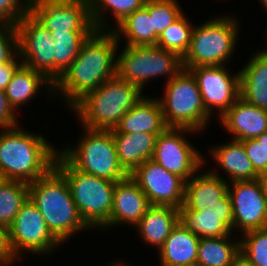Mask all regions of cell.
<instances>
[{
	"label": "cell",
	"instance_id": "1",
	"mask_svg": "<svg viewBox=\"0 0 267 266\" xmlns=\"http://www.w3.org/2000/svg\"><path fill=\"white\" fill-rule=\"evenodd\" d=\"M119 45L113 31L95 30L83 43L76 59L53 86L54 96L60 95L62 102L64 98L67 109L70 110L86 93L116 77Z\"/></svg>",
	"mask_w": 267,
	"mask_h": 266
},
{
	"label": "cell",
	"instance_id": "2",
	"mask_svg": "<svg viewBox=\"0 0 267 266\" xmlns=\"http://www.w3.org/2000/svg\"><path fill=\"white\" fill-rule=\"evenodd\" d=\"M20 127L0 128V172L4 180L30 184L55 166L59 149L44 135Z\"/></svg>",
	"mask_w": 267,
	"mask_h": 266
},
{
	"label": "cell",
	"instance_id": "3",
	"mask_svg": "<svg viewBox=\"0 0 267 266\" xmlns=\"http://www.w3.org/2000/svg\"><path fill=\"white\" fill-rule=\"evenodd\" d=\"M28 186L29 199L62 244L73 234L90 230L77 210L65 176L55 166Z\"/></svg>",
	"mask_w": 267,
	"mask_h": 266
},
{
	"label": "cell",
	"instance_id": "4",
	"mask_svg": "<svg viewBox=\"0 0 267 266\" xmlns=\"http://www.w3.org/2000/svg\"><path fill=\"white\" fill-rule=\"evenodd\" d=\"M145 95L136 85L117 76L86 93L70 109L80 126L94 130L114 129L124 114Z\"/></svg>",
	"mask_w": 267,
	"mask_h": 266
},
{
	"label": "cell",
	"instance_id": "5",
	"mask_svg": "<svg viewBox=\"0 0 267 266\" xmlns=\"http://www.w3.org/2000/svg\"><path fill=\"white\" fill-rule=\"evenodd\" d=\"M55 167L65 176L77 210L90 229L107 230L116 182L76 169L60 152Z\"/></svg>",
	"mask_w": 267,
	"mask_h": 266
},
{
	"label": "cell",
	"instance_id": "6",
	"mask_svg": "<svg viewBox=\"0 0 267 266\" xmlns=\"http://www.w3.org/2000/svg\"><path fill=\"white\" fill-rule=\"evenodd\" d=\"M223 15L194 25L190 47L182 58L183 69L227 65L234 56L240 22L234 15Z\"/></svg>",
	"mask_w": 267,
	"mask_h": 266
},
{
	"label": "cell",
	"instance_id": "7",
	"mask_svg": "<svg viewBox=\"0 0 267 266\" xmlns=\"http://www.w3.org/2000/svg\"><path fill=\"white\" fill-rule=\"evenodd\" d=\"M163 89V97L158 100L167 127L189 128L201 133L209 121L211 123L212 116L205 109L197 81L189 70L182 69L165 82Z\"/></svg>",
	"mask_w": 267,
	"mask_h": 266
},
{
	"label": "cell",
	"instance_id": "8",
	"mask_svg": "<svg viewBox=\"0 0 267 266\" xmlns=\"http://www.w3.org/2000/svg\"><path fill=\"white\" fill-rule=\"evenodd\" d=\"M84 135L75 146L68 144L59 152L78 170L113 182L128 176L120 166L111 130L82 127Z\"/></svg>",
	"mask_w": 267,
	"mask_h": 266
},
{
	"label": "cell",
	"instance_id": "9",
	"mask_svg": "<svg viewBox=\"0 0 267 266\" xmlns=\"http://www.w3.org/2000/svg\"><path fill=\"white\" fill-rule=\"evenodd\" d=\"M182 69V58L176 52L157 46L123 45L117 55L116 76L142 91L152 79L165 76L168 82Z\"/></svg>",
	"mask_w": 267,
	"mask_h": 266
},
{
	"label": "cell",
	"instance_id": "10",
	"mask_svg": "<svg viewBox=\"0 0 267 266\" xmlns=\"http://www.w3.org/2000/svg\"><path fill=\"white\" fill-rule=\"evenodd\" d=\"M8 233L10 247L18 260L22 259L23 251L31 255L47 256L55 253L56 249L63 245L49 231L44 217L29 198L21 206L8 228Z\"/></svg>",
	"mask_w": 267,
	"mask_h": 266
},
{
	"label": "cell",
	"instance_id": "11",
	"mask_svg": "<svg viewBox=\"0 0 267 266\" xmlns=\"http://www.w3.org/2000/svg\"><path fill=\"white\" fill-rule=\"evenodd\" d=\"M187 133L198 132L189 128L167 127L158 135L152 157L161 167L185 181L205 168L203 166L206 164V157L188 141Z\"/></svg>",
	"mask_w": 267,
	"mask_h": 266
},
{
	"label": "cell",
	"instance_id": "12",
	"mask_svg": "<svg viewBox=\"0 0 267 266\" xmlns=\"http://www.w3.org/2000/svg\"><path fill=\"white\" fill-rule=\"evenodd\" d=\"M18 55L22 63L54 85V44L50 30L30 12L16 24Z\"/></svg>",
	"mask_w": 267,
	"mask_h": 266
},
{
	"label": "cell",
	"instance_id": "13",
	"mask_svg": "<svg viewBox=\"0 0 267 266\" xmlns=\"http://www.w3.org/2000/svg\"><path fill=\"white\" fill-rule=\"evenodd\" d=\"M230 183L228 194L233 209V232L237 231L236 233L240 232L242 235L248 231L266 228V178Z\"/></svg>",
	"mask_w": 267,
	"mask_h": 266
},
{
	"label": "cell",
	"instance_id": "14",
	"mask_svg": "<svg viewBox=\"0 0 267 266\" xmlns=\"http://www.w3.org/2000/svg\"><path fill=\"white\" fill-rule=\"evenodd\" d=\"M195 77L207 112L217 110L221 117L240 97L239 70L230 72L228 66H197L188 68Z\"/></svg>",
	"mask_w": 267,
	"mask_h": 266
},
{
	"label": "cell",
	"instance_id": "15",
	"mask_svg": "<svg viewBox=\"0 0 267 266\" xmlns=\"http://www.w3.org/2000/svg\"><path fill=\"white\" fill-rule=\"evenodd\" d=\"M30 13L55 33L96 30L89 0H30Z\"/></svg>",
	"mask_w": 267,
	"mask_h": 266
},
{
	"label": "cell",
	"instance_id": "16",
	"mask_svg": "<svg viewBox=\"0 0 267 266\" xmlns=\"http://www.w3.org/2000/svg\"><path fill=\"white\" fill-rule=\"evenodd\" d=\"M130 176L145 193L151 205L179 208L183 204L186 181L154 160L145 161Z\"/></svg>",
	"mask_w": 267,
	"mask_h": 266
},
{
	"label": "cell",
	"instance_id": "17",
	"mask_svg": "<svg viewBox=\"0 0 267 266\" xmlns=\"http://www.w3.org/2000/svg\"><path fill=\"white\" fill-rule=\"evenodd\" d=\"M179 222L199 238L233 235V209L228 192L215 204L199 205V211L178 208Z\"/></svg>",
	"mask_w": 267,
	"mask_h": 266
},
{
	"label": "cell",
	"instance_id": "18",
	"mask_svg": "<svg viewBox=\"0 0 267 266\" xmlns=\"http://www.w3.org/2000/svg\"><path fill=\"white\" fill-rule=\"evenodd\" d=\"M150 206L145 193L128 175L123 180L116 182L109 228L124 226V224L125 226L129 225L128 227L132 225L134 228Z\"/></svg>",
	"mask_w": 267,
	"mask_h": 266
},
{
	"label": "cell",
	"instance_id": "19",
	"mask_svg": "<svg viewBox=\"0 0 267 266\" xmlns=\"http://www.w3.org/2000/svg\"><path fill=\"white\" fill-rule=\"evenodd\" d=\"M218 120L234 140L255 139L267 131V111L241 97Z\"/></svg>",
	"mask_w": 267,
	"mask_h": 266
},
{
	"label": "cell",
	"instance_id": "20",
	"mask_svg": "<svg viewBox=\"0 0 267 266\" xmlns=\"http://www.w3.org/2000/svg\"><path fill=\"white\" fill-rule=\"evenodd\" d=\"M167 128L158 98L144 96L120 119L112 133H162Z\"/></svg>",
	"mask_w": 267,
	"mask_h": 266
},
{
	"label": "cell",
	"instance_id": "21",
	"mask_svg": "<svg viewBox=\"0 0 267 266\" xmlns=\"http://www.w3.org/2000/svg\"><path fill=\"white\" fill-rule=\"evenodd\" d=\"M240 97L267 111V49L251 55L239 71Z\"/></svg>",
	"mask_w": 267,
	"mask_h": 266
},
{
	"label": "cell",
	"instance_id": "22",
	"mask_svg": "<svg viewBox=\"0 0 267 266\" xmlns=\"http://www.w3.org/2000/svg\"><path fill=\"white\" fill-rule=\"evenodd\" d=\"M160 133H112L120 166L130 175L138 166L152 159Z\"/></svg>",
	"mask_w": 267,
	"mask_h": 266
},
{
	"label": "cell",
	"instance_id": "23",
	"mask_svg": "<svg viewBox=\"0 0 267 266\" xmlns=\"http://www.w3.org/2000/svg\"><path fill=\"white\" fill-rule=\"evenodd\" d=\"M178 223V208L151 205L134 228L145 243L159 251Z\"/></svg>",
	"mask_w": 267,
	"mask_h": 266
},
{
	"label": "cell",
	"instance_id": "24",
	"mask_svg": "<svg viewBox=\"0 0 267 266\" xmlns=\"http://www.w3.org/2000/svg\"><path fill=\"white\" fill-rule=\"evenodd\" d=\"M198 171L185 182L184 202L187 209L199 211V205L215 204L228 192V182L215 170Z\"/></svg>",
	"mask_w": 267,
	"mask_h": 266
},
{
	"label": "cell",
	"instance_id": "25",
	"mask_svg": "<svg viewBox=\"0 0 267 266\" xmlns=\"http://www.w3.org/2000/svg\"><path fill=\"white\" fill-rule=\"evenodd\" d=\"M230 140L229 143L211 146L212 148L209 150L212 160H215L220 170L226 172L227 178L225 181L230 183L260 179L261 177L253 169L243 143L239 140Z\"/></svg>",
	"mask_w": 267,
	"mask_h": 266
},
{
	"label": "cell",
	"instance_id": "26",
	"mask_svg": "<svg viewBox=\"0 0 267 266\" xmlns=\"http://www.w3.org/2000/svg\"><path fill=\"white\" fill-rule=\"evenodd\" d=\"M200 238L180 222L158 251L160 266H194Z\"/></svg>",
	"mask_w": 267,
	"mask_h": 266
},
{
	"label": "cell",
	"instance_id": "27",
	"mask_svg": "<svg viewBox=\"0 0 267 266\" xmlns=\"http://www.w3.org/2000/svg\"><path fill=\"white\" fill-rule=\"evenodd\" d=\"M42 86H44L45 90L47 88V95L52 98V96H54V85L41 73L22 64L15 71L12 80L5 89V95L9 106L16 113L20 107L27 104V102L32 100L38 93L41 92L43 89Z\"/></svg>",
	"mask_w": 267,
	"mask_h": 266
},
{
	"label": "cell",
	"instance_id": "28",
	"mask_svg": "<svg viewBox=\"0 0 267 266\" xmlns=\"http://www.w3.org/2000/svg\"><path fill=\"white\" fill-rule=\"evenodd\" d=\"M112 31L119 44L124 43L121 41L125 39L126 46H156L158 36L148 11V0L141 8L130 13Z\"/></svg>",
	"mask_w": 267,
	"mask_h": 266
},
{
	"label": "cell",
	"instance_id": "29",
	"mask_svg": "<svg viewBox=\"0 0 267 266\" xmlns=\"http://www.w3.org/2000/svg\"><path fill=\"white\" fill-rule=\"evenodd\" d=\"M232 235L219 238H200L197 266H230L240 254V240Z\"/></svg>",
	"mask_w": 267,
	"mask_h": 266
},
{
	"label": "cell",
	"instance_id": "30",
	"mask_svg": "<svg viewBox=\"0 0 267 266\" xmlns=\"http://www.w3.org/2000/svg\"><path fill=\"white\" fill-rule=\"evenodd\" d=\"M93 32L68 31L67 33H55V31H50L56 42L54 44V85L76 59L83 43Z\"/></svg>",
	"mask_w": 267,
	"mask_h": 266
},
{
	"label": "cell",
	"instance_id": "31",
	"mask_svg": "<svg viewBox=\"0 0 267 266\" xmlns=\"http://www.w3.org/2000/svg\"><path fill=\"white\" fill-rule=\"evenodd\" d=\"M146 0H89L90 17L96 30H113L130 13L141 8ZM108 11V12H107ZM107 14H112L115 25L110 24ZM106 15V16H105ZM108 20V21H107Z\"/></svg>",
	"mask_w": 267,
	"mask_h": 266
},
{
	"label": "cell",
	"instance_id": "32",
	"mask_svg": "<svg viewBox=\"0 0 267 266\" xmlns=\"http://www.w3.org/2000/svg\"><path fill=\"white\" fill-rule=\"evenodd\" d=\"M29 198V186L20 181L4 180L0 183V225L9 228L21 206Z\"/></svg>",
	"mask_w": 267,
	"mask_h": 266
},
{
	"label": "cell",
	"instance_id": "33",
	"mask_svg": "<svg viewBox=\"0 0 267 266\" xmlns=\"http://www.w3.org/2000/svg\"><path fill=\"white\" fill-rule=\"evenodd\" d=\"M193 28V23L183 13L159 35L156 46L176 52L183 58L190 47Z\"/></svg>",
	"mask_w": 267,
	"mask_h": 266
},
{
	"label": "cell",
	"instance_id": "34",
	"mask_svg": "<svg viewBox=\"0 0 267 266\" xmlns=\"http://www.w3.org/2000/svg\"><path fill=\"white\" fill-rule=\"evenodd\" d=\"M239 236L240 253L244 258L252 266H267V227L248 231Z\"/></svg>",
	"mask_w": 267,
	"mask_h": 266
},
{
	"label": "cell",
	"instance_id": "35",
	"mask_svg": "<svg viewBox=\"0 0 267 266\" xmlns=\"http://www.w3.org/2000/svg\"><path fill=\"white\" fill-rule=\"evenodd\" d=\"M179 4L177 0H148V11L158 37L184 13Z\"/></svg>",
	"mask_w": 267,
	"mask_h": 266
},
{
	"label": "cell",
	"instance_id": "36",
	"mask_svg": "<svg viewBox=\"0 0 267 266\" xmlns=\"http://www.w3.org/2000/svg\"><path fill=\"white\" fill-rule=\"evenodd\" d=\"M30 12V0H0V23L16 25Z\"/></svg>",
	"mask_w": 267,
	"mask_h": 266
},
{
	"label": "cell",
	"instance_id": "37",
	"mask_svg": "<svg viewBox=\"0 0 267 266\" xmlns=\"http://www.w3.org/2000/svg\"><path fill=\"white\" fill-rule=\"evenodd\" d=\"M17 53L16 25L0 23V64L9 62Z\"/></svg>",
	"mask_w": 267,
	"mask_h": 266
},
{
	"label": "cell",
	"instance_id": "38",
	"mask_svg": "<svg viewBox=\"0 0 267 266\" xmlns=\"http://www.w3.org/2000/svg\"><path fill=\"white\" fill-rule=\"evenodd\" d=\"M241 142L252 163L254 171L261 178H267V152L262 144H259L256 139H247Z\"/></svg>",
	"mask_w": 267,
	"mask_h": 266
},
{
	"label": "cell",
	"instance_id": "39",
	"mask_svg": "<svg viewBox=\"0 0 267 266\" xmlns=\"http://www.w3.org/2000/svg\"><path fill=\"white\" fill-rule=\"evenodd\" d=\"M19 122L17 115L8 104L5 91L0 90V128L14 127Z\"/></svg>",
	"mask_w": 267,
	"mask_h": 266
},
{
	"label": "cell",
	"instance_id": "40",
	"mask_svg": "<svg viewBox=\"0 0 267 266\" xmlns=\"http://www.w3.org/2000/svg\"><path fill=\"white\" fill-rule=\"evenodd\" d=\"M17 260L10 247L8 228L0 225V264L12 266Z\"/></svg>",
	"mask_w": 267,
	"mask_h": 266
},
{
	"label": "cell",
	"instance_id": "41",
	"mask_svg": "<svg viewBox=\"0 0 267 266\" xmlns=\"http://www.w3.org/2000/svg\"><path fill=\"white\" fill-rule=\"evenodd\" d=\"M18 53L9 61L0 64V90L5 91L7 85L12 80L15 71L22 65Z\"/></svg>",
	"mask_w": 267,
	"mask_h": 266
},
{
	"label": "cell",
	"instance_id": "42",
	"mask_svg": "<svg viewBox=\"0 0 267 266\" xmlns=\"http://www.w3.org/2000/svg\"><path fill=\"white\" fill-rule=\"evenodd\" d=\"M230 266H252L245 258L244 256L240 253L234 261L231 263Z\"/></svg>",
	"mask_w": 267,
	"mask_h": 266
},
{
	"label": "cell",
	"instance_id": "43",
	"mask_svg": "<svg viewBox=\"0 0 267 266\" xmlns=\"http://www.w3.org/2000/svg\"><path fill=\"white\" fill-rule=\"evenodd\" d=\"M259 144H262L263 148L267 152V131L255 138Z\"/></svg>",
	"mask_w": 267,
	"mask_h": 266
},
{
	"label": "cell",
	"instance_id": "44",
	"mask_svg": "<svg viewBox=\"0 0 267 266\" xmlns=\"http://www.w3.org/2000/svg\"><path fill=\"white\" fill-rule=\"evenodd\" d=\"M108 266H128V265H127V263H123L121 261H117V262H112L111 264L109 263ZM129 266H131V265H129Z\"/></svg>",
	"mask_w": 267,
	"mask_h": 266
},
{
	"label": "cell",
	"instance_id": "45",
	"mask_svg": "<svg viewBox=\"0 0 267 266\" xmlns=\"http://www.w3.org/2000/svg\"><path fill=\"white\" fill-rule=\"evenodd\" d=\"M262 8L265 10V12L267 13V0H259Z\"/></svg>",
	"mask_w": 267,
	"mask_h": 266
},
{
	"label": "cell",
	"instance_id": "46",
	"mask_svg": "<svg viewBox=\"0 0 267 266\" xmlns=\"http://www.w3.org/2000/svg\"><path fill=\"white\" fill-rule=\"evenodd\" d=\"M3 181H4V178H3V176H2V174L0 172V183L3 182Z\"/></svg>",
	"mask_w": 267,
	"mask_h": 266
}]
</instances>
